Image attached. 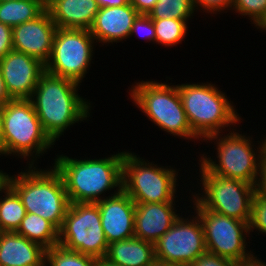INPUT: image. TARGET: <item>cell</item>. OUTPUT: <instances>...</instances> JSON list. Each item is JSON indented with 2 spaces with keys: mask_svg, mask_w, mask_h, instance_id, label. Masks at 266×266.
Here are the masks:
<instances>
[{
  "mask_svg": "<svg viewBox=\"0 0 266 266\" xmlns=\"http://www.w3.org/2000/svg\"><path fill=\"white\" fill-rule=\"evenodd\" d=\"M78 86L45 71L30 98L44 132L54 143L70 125L89 117L90 103L78 95Z\"/></svg>",
  "mask_w": 266,
  "mask_h": 266,
  "instance_id": "cell-1",
  "label": "cell"
},
{
  "mask_svg": "<svg viewBox=\"0 0 266 266\" xmlns=\"http://www.w3.org/2000/svg\"><path fill=\"white\" fill-rule=\"evenodd\" d=\"M123 158L124 152L94 160L60 155L54 167L61 174L70 203H96L104 191L122 188Z\"/></svg>",
  "mask_w": 266,
  "mask_h": 266,
  "instance_id": "cell-2",
  "label": "cell"
},
{
  "mask_svg": "<svg viewBox=\"0 0 266 266\" xmlns=\"http://www.w3.org/2000/svg\"><path fill=\"white\" fill-rule=\"evenodd\" d=\"M33 164L34 160L28 171H21L17 177L7 174L6 183L21 198L26 212L41 216L60 229L70 205L64 181L55 167L38 171Z\"/></svg>",
  "mask_w": 266,
  "mask_h": 266,
  "instance_id": "cell-3",
  "label": "cell"
},
{
  "mask_svg": "<svg viewBox=\"0 0 266 266\" xmlns=\"http://www.w3.org/2000/svg\"><path fill=\"white\" fill-rule=\"evenodd\" d=\"M177 88L188 123L198 138L205 140L211 135L220 134L221 128L240 121L225 93L210 83H187L177 85Z\"/></svg>",
  "mask_w": 266,
  "mask_h": 266,
  "instance_id": "cell-4",
  "label": "cell"
},
{
  "mask_svg": "<svg viewBox=\"0 0 266 266\" xmlns=\"http://www.w3.org/2000/svg\"><path fill=\"white\" fill-rule=\"evenodd\" d=\"M132 89L131 98L154 124L182 138H198L188 123L177 85L142 81Z\"/></svg>",
  "mask_w": 266,
  "mask_h": 266,
  "instance_id": "cell-5",
  "label": "cell"
},
{
  "mask_svg": "<svg viewBox=\"0 0 266 266\" xmlns=\"http://www.w3.org/2000/svg\"><path fill=\"white\" fill-rule=\"evenodd\" d=\"M4 155L40 156L54 142L44 132L30 99H12L2 105Z\"/></svg>",
  "mask_w": 266,
  "mask_h": 266,
  "instance_id": "cell-6",
  "label": "cell"
},
{
  "mask_svg": "<svg viewBox=\"0 0 266 266\" xmlns=\"http://www.w3.org/2000/svg\"><path fill=\"white\" fill-rule=\"evenodd\" d=\"M227 136L219 137L214 134L206 140L217 141L218 164L206 156L201 157V164L212 174L224 178L237 179L246 183L258 186L261 172V163L266 150V139L262 142L258 150L259 154L251 146L250 138L237 132L229 133ZM219 137V139H218ZM266 138V137H265ZM257 158V159H256ZM259 169V170H258Z\"/></svg>",
  "mask_w": 266,
  "mask_h": 266,
  "instance_id": "cell-7",
  "label": "cell"
},
{
  "mask_svg": "<svg viewBox=\"0 0 266 266\" xmlns=\"http://www.w3.org/2000/svg\"><path fill=\"white\" fill-rule=\"evenodd\" d=\"M177 171L158 167L125 152L122 161V190L135 203L174 202Z\"/></svg>",
  "mask_w": 266,
  "mask_h": 266,
  "instance_id": "cell-8",
  "label": "cell"
},
{
  "mask_svg": "<svg viewBox=\"0 0 266 266\" xmlns=\"http://www.w3.org/2000/svg\"><path fill=\"white\" fill-rule=\"evenodd\" d=\"M58 244L94 258H104L108 249L97 203H70L59 229Z\"/></svg>",
  "mask_w": 266,
  "mask_h": 266,
  "instance_id": "cell-9",
  "label": "cell"
},
{
  "mask_svg": "<svg viewBox=\"0 0 266 266\" xmlns=\"http://www.w3.org/2000/svg\"><path fill=\"white\" fill-rule=\"evenodd\" d=\"M200 166L202 189L205 192L202 197L195 195V200L206 210L249 224L257 187L237 179L214 175L202 164Z\"/></svg>",
  "mask_w": 266,
  "mask_h": 266,
  "instance_id": "cell-10",
  "label": "cell"
},
{
  "mask_svg": "<svg viewBox=\"0 0 266 266\" xmlns=\"http://www.w3.org/2000/svg\"><path fill=\"white\" fill-rule=\"evenodd\" d=\"M94 41L90 30L57 28L45 71L80 84L92 60Z\"/></svg>",
  "mask_w": 266,
  "mask_h": 266,
  "instance_id": "cell-11",
  "label": "cell"
},
{
  "mask_svg": "<svg viewBox=\"0 0 266 266\" xmlns=\"http://www.w3.org/2000/svg\"><path fill=\"white\" fill-rule=\"evenodd\" d=\"M193 200L203 226L207 252L234 261L251 254L245 251L247 243L244 236L250 232L247 222L206 210Z\"/></svg>",
  "mask_w": 266,
  "mask_h": 266,
  "instance_id": "cell-12",
  "label": "cell"
},
{
  "mask_svg": "<svg viewBox=\"0 0 266 266\" xmlns=\"http://www.w3.org/2000/svg\"><path fill=\"white\" fill-rule=\"evenodd\" d=\"M196 216L191 221L182 217L174 221L171 228L154 243L155 259L189 266L207 252L203 226Z\"/></svg>",
  "mask_w": 266,
  "mask_h": 266,
  "instance_id": "cell-13",
  "label": "cell"
},
{
  "mask_svg": "<svg viewBox=\"0 0 266 266\" xmlns=\"http://www.w3.org/2000/svg\"><path fill=\"white\" fill-rule=\"evenodd\" d=\"M0 70L7 92L12 99H30L45 64L40 60L15 50L0 59Z\"/></svg>",
  "mask_w": 266,
  "mask_h": 266,
  "instance_id": "cell-14",
  "label": "cell"
},
{
  "mask_svg": "<svg viewBox=\"0 0 266 266\" xmlns=\"http://www.w3.org/2000/svg\"><path fill=\"white\" fill-rule=\"evenodd\" d=\"M57 27L48 10L39 17L12 28L13 50L46 64L50 58Z\"/></svg>",
  "mask_w": 266,
  "mask_h": 266,
  "instance_id": "cell-15",
  "label": "cell"
},
{
  "mask_svg": "<svg viewBox=\"0 0 266 266\" xmlns=\"http://www.w3.org/2000/svg\"><path fill=\"white\" fill-rule=\"evenodd\" d=\"M116 190L112 196L96 202L108 244L134 237L136 204L122 188Z\"/></svg>",
  "mask_w": 266,
  "mask_h": 266,
  "instance_id": "cell-16",
  "label": "cell"
},
{
  "mask_svg": "<svg viewBox=\"0 0 266 266\" xmlns=\"http://www.w3.org/2000/svg\"><path fill=\"white\" fill-rule=\"evenodd\" d=\"M134 237L155 243L179 217L173 202L135 203Z\"/></svg>",
  "mask_w": 266,
  "mask_h": 266,
  "instance_id": "cell-17",
  "label": "cell"
},
{
  "mask_svg": "<svg viewBox=\"0 0 266 266\" xmlns=\"http://www.w3.org/2000/svg\"><path fill=\"white\" fill-rule=\"evenodd\" d=\"M138 15L130 3L124 6L101 7L89 29L90 33L96 42H119L130 37L132 25Z\"/></svg>",
  "mask_w": 266,
  "mask_h": 266,
  "instance_id": "cell-18",
  "label": "cell"
},
{
  "mask_svg": "<svg viewBox=\"0 0 266 266\" xmlns=\"http://www.w3.org/2000/svg\"><path fill=\"white\" fill-rule=\"evenodd\" d=\"M45 251L16 232L1 233L0 266H45Z\"/></svg>",
  "mask_w": 266,
  "mask_h": 266,
  "instance_id": "cell-19",
  "label": "cell"
},
{
  "mask_svg": "<svg viewBox=\"0 0 266 266\" xmlns=\"http://www.w3.org/2000/svg\"><path fill=\"white\" fill-rule=\"evenodd\" d=\"M99 9L96 0H58L48 12L57 28L89 30Z\"/></svg>",
  "mask_w": 266,
  "mask_h": 266,
  "instance_id": "cell-20",
  "label": "cell"
},
{
  "mask_svg": "<svg viewBox=\"0 0 266 266\" xmlns=\"http://www.w3.org/2000/svg\"><path fill=\"white\" fill-rule=\"evenodd\" d=\"M104 258L120 266H150L155 260L154 244L137 237L111 242Z\"/></svg>",
  "mask_w": 266,
  "mask_h": 266,
  "instance_id": "cell-21",
  "label": "cell"
},
{
  "mask_svg": "<svg viewBox=\"0 0 266 266\" xmlns=\"http://www.w3.org/2000/svg\"><path fill=\"white\" fill-rule=\"evenodd\" d=\"M16 233L45 249L58 245L59 229L50 221L34 213L26 212Z\"/></svg>",
  "mask_w": 266,
  "mask_h": 266,
  "instance_id": "cell-22",
  "label": "cell"
},
{
  "mask_svg": "<svg viewBox=\"0 0 266 266\" xmlns=\"http://www.w3.org/2000/svg\"><path fill=\"white\" fill-rule=\"evenodd\" d=\"M45 9L37 0L0 2V23L14 27L39 17Z\"/></svg>",
  "mask_w": 266,
  "mask_h": 266,
  "instance_id": "cell-23",
  "label": "cell"
},
{
  "mask_svg": "<svg viewBox=\"0 0 266 266\" xmlns=\"http://www.w3.org/2000/svg\"><path fill=\"white\" fill-rule=\"evenodd\" d=\"M0 191L6 193L3 200L0 198V229L2 232H16L26 215L25 207L21 198L7 183Z\"/></svg>",
  "mask_w": 266,
  "mask_h": 266,
  "instance_id": "cell-24",
  "label": "cell"
},
{
  "mask_svg": "<svg viewBox=\"0 0 266 266\" xmlns=\"http://www.w3.org/2000/svg\"><path fill=\"white\" fill-rule=\"evenodd\" d=\"M96 263L97 258L66 249L59 244L45 251V266H96Z\"/></svg>",
  "mask_w": 266,
  "mask_h": 266,
  "instance_id": "cell-25",
  "label": "cell"
},
{
  "mask_svg": "<svg viewBox=\"0 0 266 266\" xmlns=\"http://www.w3.org/2000/svg\"><path fill=\"white\" fill-rule=\"evenodd\" d=\"M155 26L156 43L165 46H174L185 38L187 21L176 18L152 19Z\"/></svg>",
  "mask_w": 266,
  "mask_h": 266,
  "instance_id": "cell-26",
  "label": "cell"
},
{
  "mask_svg": "<svg viewBox=\"0 0 266 266\" xmlns=\"http://www.w3.org/2000/svg\"><path fill=\"white\" fill-rule=\"evenodd\" d=\"M194 10L193 0H158L148 15L151 19L188 20Z\"/></svg>",
  "mask_w": 266,
  "mask_h": 266,
  "instance_id": "cell-27",
  "label": "cell"
},
{
  "mask_svg": "<svg viewBox=\"0 0 266 266\" xmlns=\"http://www.w3.org/2000/svg\"><path fill=\"white\" fill-rule=\"evenodd\" d=\"M232 7L241 15H249L260 29L266 22V0H232Z\"/></svg>",
  "mask_w": 266,
  "mask_h": 266,
  "instance_id": "cell-28",
  "label": "cell"
},
{
  "mask_svg": "<svg viewBox=\"0 0 266 266\" xmlns=\"http://www.w3.org/2000/svg\"><path fill=\"white\" fill-rule=\"evenodd\" d=\"M248 226L249 231L253 232L255 228L261 233L266 234V196L258 190L252 201L251 217Z\"/></svg>",
  "mask_w": 266,
  "mask_h": 266,
  "instance_id": "cell-29",
  "label": "cell"
},
{
  "mask_svg": "<svg viewBox=\"0 0 266 266\" xmlns=\"http://www.w3.org/2000/svg\"><path fill=\"white\" fill-rule=\"evenodd\" d=\"M143 33L142 37L146 38L149 41H156L155 26L153 20L148 14H139L134 20V23L131 28L130 36L133 33Z\"/></svg>",
  "mask_w": 266,
  "mask_h": 266,
  "instance_id": "cell-30",
  "label": "cell"
},
{
  "mask_svg": "<svg viewBox=\"0 0 266 266\" xmlns=\"http://www.w3.org/2000/svg\"><path fill=\"white\" fill-rule=\"evenodd\" d=\"M234 264V260L205 252L198 256L189 266H234Z\"/></svg>",
  "mask_w": 266,
  "mask_h": 266,
  "instance_id": "cell-31",
  "label": "cell"
},
{
  "mask_svg": "<svg viewBox=\"0 0 266 266\" xmlns=\"http://www.w3.org/2000/svg\"><path fill=\"white\" fill-rule=\"evenodd\" d=\"M12 50V27L0 23V59Z\"/></svg>",
  "mask_w": 266,
  "mask_h": 266,
  "instance_id": "cell-32",
  "label": "cell"
},
{
  "mask_svg": "<svg viewBox=\"0 0 266 266\" xmlns=\"http://www.w3.org/2000/svg\"><path fill=\"white\" fill-rule=\"evenodd\" d=\"M193 5L194 8L199 5L204 10L215 13V11L225 10V8H232V0H193Z\"/></svg>",
  "mask_w": 266,
  "mask_h": 266,
  "instance_id": "cell-33",
  "label": "cell"
},
{
  "mask_svg": "<svg viewBox=\"0 0 266 266\" xmlns=\"http://www.w3.org/2000/svg\"><path fill=\"white\" fill-rule=\"evenodd\" d=\"M158 0H129L139 14H148Z\"/></svg>",
  "mask_w": 266,
  "mask_h": 266,
  "instance_id": "cell-34",
  "label": "cell"
},
{
  "mask_svg": "<svg viewBox=\"0 0 266 266\" xmlns=\"http://www.w3.org/2000/svg\"><path fill=\"white\" fill-rule=\"evenodd\" d=\"M252 253L240 260L235 261L234 266H266L265 262L256 259Z\"/></svg>",
  "mask_w": 266,
  "mask_h": 266,
  "instance_id": "cell-35",
  "label": "cell"
},
{
  "mask_svg": "<svg viewBox=\"0 0 266 266\" xmlns=\"http://www.w3.org/2000/svg\"><path fill=\"white\" fill-rule=\"evenodd\" d=\"M260 180L257 186V190L266 196V150L261 163Z\"/></svg>",
  "mask_w": 266,
  "mask_h": 266,
  "instance_id": "cell-36",
  "label": "cell"
},
{
  "mask_svg": "<svg viewBox=\"0 0 266 266\" xmlns=\"http://www.w3.org/2000/svg\"><path fill=\"white\" fill-rule=\"evenodd\" d=\"M12 100L9 93L7 92L4 79L0 70V105H5L7 102Z\"/></svg>",
  "mask_w": 266,
  "mask_h": 266,
  "instance_id": "cell-37",
  "label": "cell"
},
{
  "mask_svg": "<svg viewBox=\"0 0 266 266\" xmlns=\"http://www.w3.org/2000/svg\"><path fill=\"white\" fill-rule=\"evenodd\" d=\"M99 7H114V6H124L129 3V0H96Z\"/></svg>",
  "mask_w": 266,
  "mask_h": 266,
  "instance_id": "cell-38",
  "label": "cell"
},
{
  "mask_svg": "<svg viewBox=\"0 0 266 266\" xmlns=\"http://www.w3.org/2000/svg\"><path fill=\"white\" fill-rule=\"evenodd\" d=\"M0 153L4 154V134H3V121H2V106L0 105Z\"/></svg>",
  "mask_w": 266,
  "mask_h": 266,
  "instance_id": "cell-39",
  "label": "cell"
},
{
  "mask_svg": "<svg viewBox=\"0 0 266 266\" xmlns=\"http://www.w3.org/2000/svg\"><path fill=\"white\" fill-rule=\"evenodd\" d=\"M40 5L45 9L48 10L53 4H55L58 0H37Z\"/></svg>",
  "mask_w": 266,
  "mask_h": 266,
  "instance_id": "cell-40",
  "label": "cell"
},
{
  "mask_svg": "<svg viewBox=\"0 0 266 266\" xmlns=\"http://www.w3.org/2000/svg\"><path fill=\"white\" fill-rule=\"evenodd\" d=\"M96 266H120L108 261L106 258L97 259Z\"/></svg>",
  "mask_w": 266,
  "mask_h": 266,
  "instance_id": "cell-41",
  "label": "cell"
},
{
  "mask_svg": "<svg viewBox=\"0 0 266 266\" xmlns=\"http://www.w3.org/2000/svg\"><path fill=\"white\" fill-rule=\"evenodd\" d=\"M150 266H181V265L172 264V263H168L165 261H160L158 259H155Z\"/></svg>",
  "mask_w": 266,
  "mask_h": 266,
  "instance_id": "cell-42",
  "label": "cell"
},
{
  "mask_svg": "<svg viewBox=\"0 0 266 266\" xmlns=\"http://www.w3.org/2000/svg\"><path fill=\"white\" fill-rule=\"evenodd\" d=\"M6 173L0 171V189L6 184Z\"/></svg>",
  "mask_w": 266,
  "mask_h": 266,
  "instance_id": "cell-43",
  "label": "cell"
},
{
  "mask_svg": "<svg viewBox=\"0 0 266 266\" xmlns=\"http://www.w3.org/2000/svg\"><path fill=\"white\" fill-rule=\"evenodd\" d=\"M261 28L266 31V22Z\"/></svg>",
  "mask_w": 266,
  "mask_h": 266,
  "instance_id": "cell-44",
  "label": "cell"
}]
</instances>
